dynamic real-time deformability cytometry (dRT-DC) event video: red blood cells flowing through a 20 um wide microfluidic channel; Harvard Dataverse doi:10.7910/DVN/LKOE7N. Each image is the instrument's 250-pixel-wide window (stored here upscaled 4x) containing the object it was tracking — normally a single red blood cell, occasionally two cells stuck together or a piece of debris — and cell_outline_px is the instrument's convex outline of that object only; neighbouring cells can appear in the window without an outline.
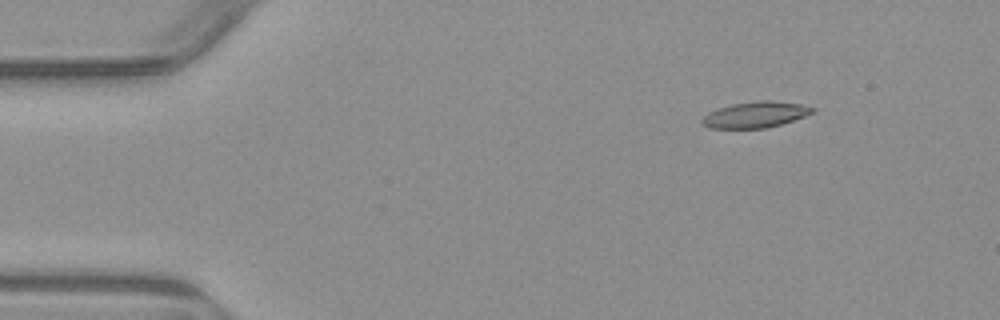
{"species": "common noctule bat (a hibernating species)", "species_latin": "Nyctalus noctula", "temperature_condition": "warm", "stored_images_in_passage": 6, "camera_frame_rate_fps": 3000, "um_per_image_px": 0.085, "animal": {"sex": "male", "body_mass_g": 23.1, "forearm_length_mm": 52.7}, "frame": {"image": 1, "passage_image": 2, "time_ms": 1.333, "image_size_px": [1000, 320], "cell_outline_px": [[816, 112], [768, 128], [708, 128], [700, 124], [700, 120], [708, 112], [716, 108], [732, 104], [760, 100], [772, 100], [800, 104], [816, 108]], "centroid_in_image_um": [64.17, 9.74], "position_along_channel_um": 20.8, "area_um2": 16.88}}
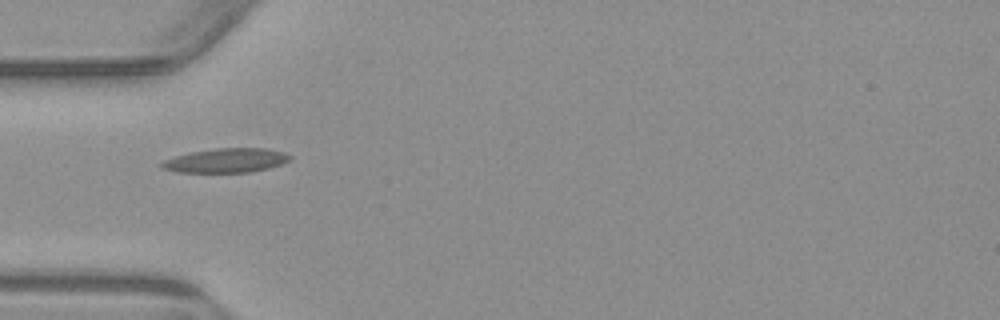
{"frame": {"image": 2, "passage_image": 5, "time_ms": 4.667, "image_size_px": [1000, 320], "cell_outline_px": [[292, 160], [268, 168], [248, 172], [176, 172], [160, 168], [160, 164], [164, 160], [176, 156], [192, 152], [216, 148], [264, 148], [284, 152], [292, 156]], "centroid_in_image_um": [19.23, 13.64], "position_along_channel_um": 65.8, "area_um2": 18.03}}
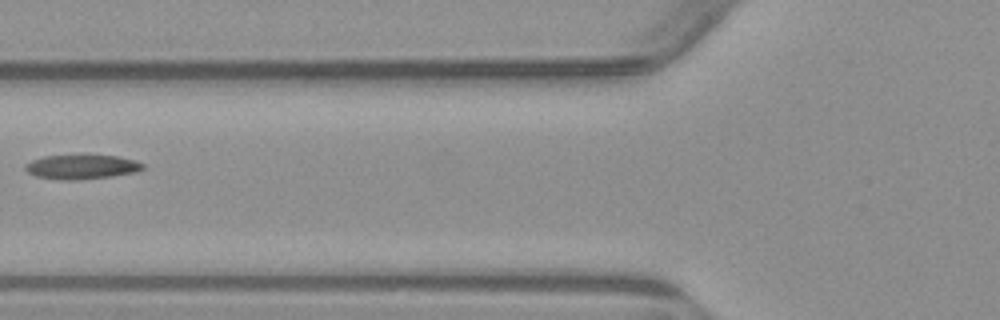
{"frame": {"image": 3, "passage_image": 6, "time_ms": 6.0, "image_size_px": [1000, 320], "cell_outline_px": [[144, 168], [136, 172], [112, 176], [76, 180], [64, 180], [36, 176], [28, 172], [24, 168], [24, 164], [32, 160], [44, 156], [116, 156], [136, 160], [144, 164]], "centroid_in_image_um": [6.94, 14.19], "position_along_channel_um": 118.9, "area_um2": 16.47}}